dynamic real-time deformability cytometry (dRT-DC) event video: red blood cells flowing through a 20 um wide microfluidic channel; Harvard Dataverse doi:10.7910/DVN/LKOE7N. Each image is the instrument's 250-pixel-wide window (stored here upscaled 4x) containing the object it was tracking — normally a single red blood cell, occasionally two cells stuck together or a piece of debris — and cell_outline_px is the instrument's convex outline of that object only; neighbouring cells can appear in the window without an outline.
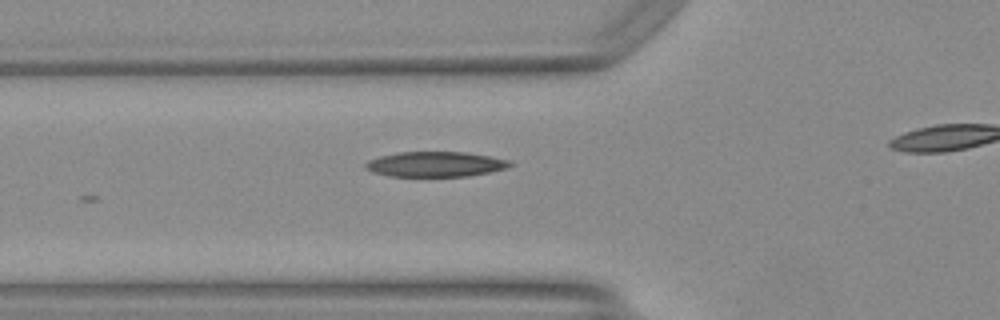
{"species": "Egyptian fruit bat (a non-hibernating species)", "species_latin": "Rousettus aegyptiacus", "temperature_condition": "warm", "stored_images_in_passage": 9, "camera_frame_rate_fps": 3000, "um_per_image_px": 0.085, "animal": {"sex": "female"}, "frame": {"image": 1, "passage_image": 2, "time_ms": 0.333, "image_size_px": [1000, 320], "cell_outline_px": [[516, 164], [504, 168], [488, 172], [468, 176], [388, 176], [372, 172], [364, 168], [364, 164], [368, 160], [380, 156], [400, 152], [468, 152], [512, 160]], "centroid_in_image_um": [37.02, 13.95], "position_along_channel_um": 88.8, "area_um2": 21.27}}